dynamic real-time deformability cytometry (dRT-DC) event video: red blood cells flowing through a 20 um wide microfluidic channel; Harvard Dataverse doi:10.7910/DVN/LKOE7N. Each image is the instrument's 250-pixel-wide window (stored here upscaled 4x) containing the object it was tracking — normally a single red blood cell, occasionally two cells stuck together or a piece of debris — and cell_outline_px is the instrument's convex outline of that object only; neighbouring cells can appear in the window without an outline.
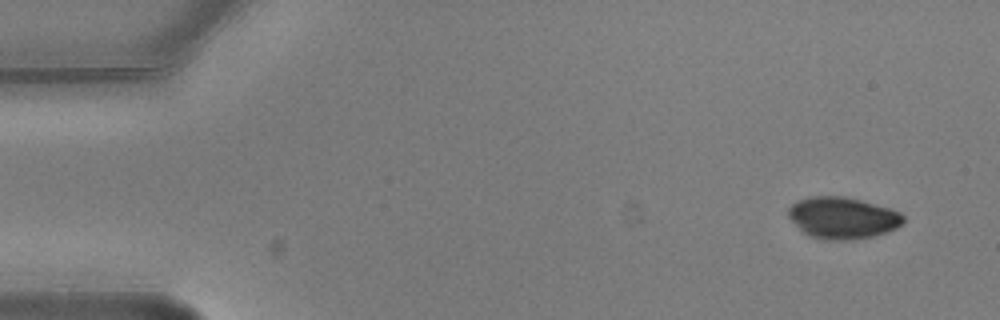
{"species": "common noctule bat (a hibernating species)", "species_latin": "Nyctalus noctula", "temperature_condition": "warm", "stored_images_in_passage": 2, "camera_frame_rate_fps": 3000, "um_per_image_px": 0.085, "animal": {"sex": "male", "body_mass_g": 20.5, "forearm_length_mm": 52.5}, "frame": {"image": 1, "passage_image": 1, "time_ms": 0.0, "image_size_px": [1000, 320], "cell_outline_px": [[904, 224], [888, 232], [872, 236], [852, 240], [824, 240], [808, 236], [788, 216], [788, 208], [796, 200], [812, 196], [844, 196], [892, 208], [900, 212], [904, 216]], "centroid_in_image_um": [71.65, 18.52], "position_along_channel_um": 13.4, "area_um2": 28.15}}